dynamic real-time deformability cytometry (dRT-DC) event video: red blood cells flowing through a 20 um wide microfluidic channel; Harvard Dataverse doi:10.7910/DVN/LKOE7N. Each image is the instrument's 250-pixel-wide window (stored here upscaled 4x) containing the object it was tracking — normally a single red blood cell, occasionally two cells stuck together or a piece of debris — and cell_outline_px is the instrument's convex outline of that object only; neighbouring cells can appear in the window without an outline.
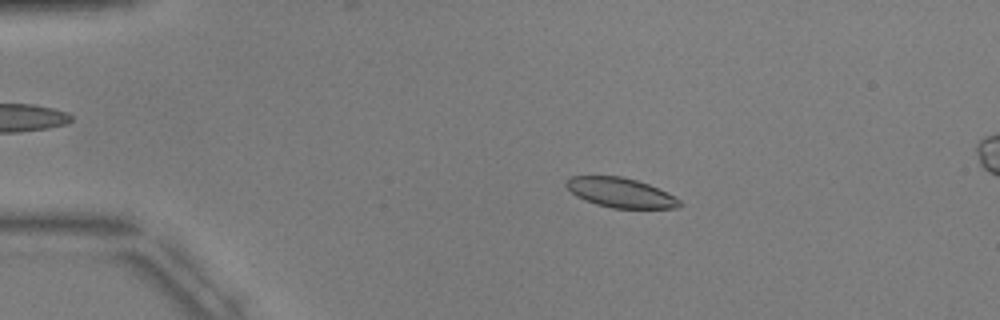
{"species": "common noctule bat (a hibernating species)", "species_latin": "Nyctalus noctula", "temperature_condition": "warm", "stored_images_in_passage": 5, "camera_frame_rate_fps": 3000, "um_per_image_px": 0.085, "animal": {"sex": "male", "body_mass_g": 17.9, "forearm_length_mm": 54.2}, "frame": {"image": 1, "passage_image": 3, "time_ms": 2.667, "image_size_px": [1000, 320], "cell_outline_px": [[684, 204], [680, 208], [612, 208], [596, 204], [584, 200], [576, 196], [564, 184], [572, 176], [620, 176], [636, 180], [648, 184], [680, 200]], "centroid_in_image_um": [52.74, 16.39], "position_along_channel_um": 32.3, "area_um2": 19.36}}